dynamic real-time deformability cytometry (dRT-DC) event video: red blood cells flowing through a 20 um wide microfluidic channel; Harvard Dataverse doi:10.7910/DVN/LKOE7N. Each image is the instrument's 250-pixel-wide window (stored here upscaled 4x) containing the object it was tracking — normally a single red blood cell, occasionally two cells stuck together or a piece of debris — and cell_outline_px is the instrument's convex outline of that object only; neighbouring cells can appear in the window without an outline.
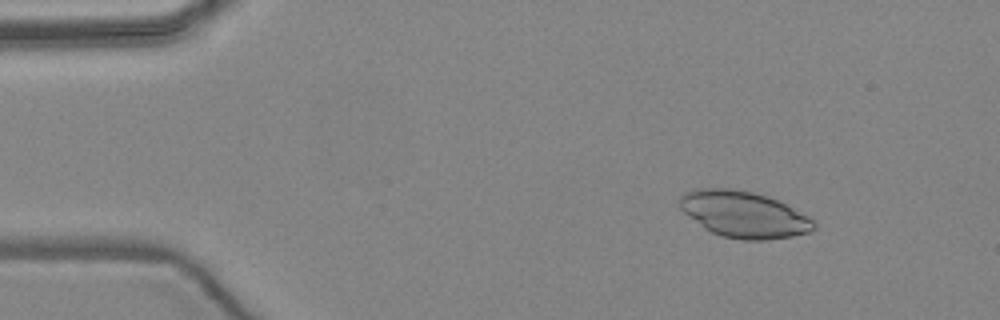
{"species": "common noctule bat (a hibernating species)", "species_latin": "Nyctalus noctula", "temperature_condition": "warm", "stored_images_in_passage": 4, "camera_frame_rate_fps": 3000, "um_per_image_px": 0.085, "animal": {"sex": "female", "body_mass_g": 24.6, "forearm_length_mm": 56.2}, "frame": {"image": 1, "passage_image": 1, "time_ms": 0.0, "image_size_px": [1000, 320], "cell_outline_px": [[816, 228], [808, 232], [792, 236], [764, 240], [744, 240], [720, 236], [704, 228], [688, 216], [680, 208], [680, 196], [684, 192], [696, 188], [732, 188], [752, 192], [768, 196], [808, 216], [816, 224]], "centroid_in_image_um": [63.19, 18.22], "position_along_channel_um": 21.8, "area_um2": 36.07}}